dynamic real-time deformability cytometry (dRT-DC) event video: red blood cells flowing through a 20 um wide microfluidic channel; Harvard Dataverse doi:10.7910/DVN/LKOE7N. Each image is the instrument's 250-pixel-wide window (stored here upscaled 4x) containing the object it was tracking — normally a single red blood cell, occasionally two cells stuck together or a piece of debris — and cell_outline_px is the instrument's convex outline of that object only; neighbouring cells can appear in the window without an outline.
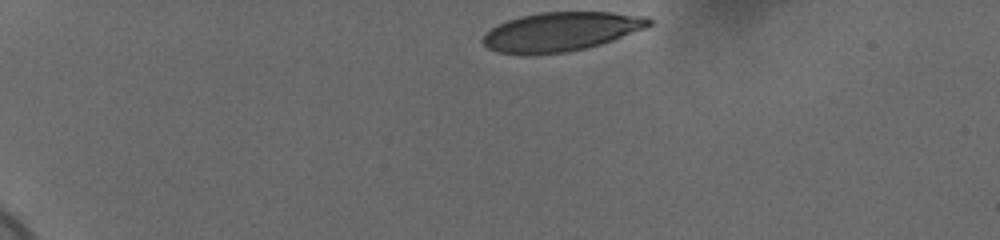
{"species": "human", "species_latin": "Homo sapiens", "temperature_condition": "cold", "stored_images_in_passage": 38, "camera_frame_rate_fps": 3000, "um_per_image_px": 0.085, "donor": {"sex": "female"}, "frame": {"image": 1, "passage_image": 1, "time_ms": 0.0, "image_size_px": [1000, 240], "cell_outline_px": [[652, 24], [644, 28], [612, 40], [600, 44], [584, 48], [564, 52], [500, 52], [488, 48], [480, 40], [496, 24], [520, 16], [540, 12], [612, 12], [648, 16], [652, 20]], "centroid_in_image_um": [47.72, 2.64], "position_along_channel_um": 37.3, "area_um2": 36.88}}
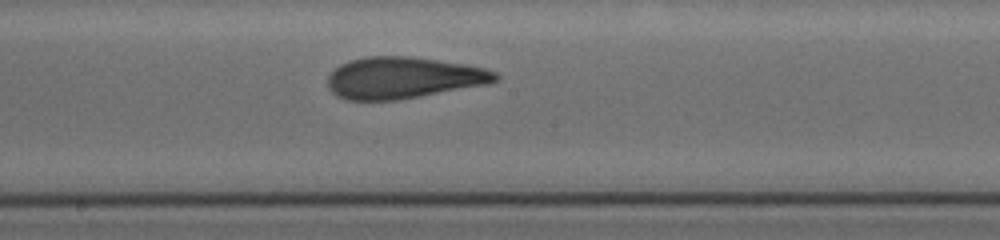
{"frame": {"image": 2, "passage_image": 22, "time_ms": 7.0, "image_size_px": [1000, 240], "cell_outline_px": [[500, 76], [496, 80], [488, 84], [396, 100], [344, 100], [336, 96], [328, 88], [328, 76], [340, 64], [364, 56], [408, 56], [464, 64], [484, 68], [496, 72]], "centroid_in_image_um": [34.25, 6.61], "position_along_channel_um": 214.0, "area_um2": 40.4}}
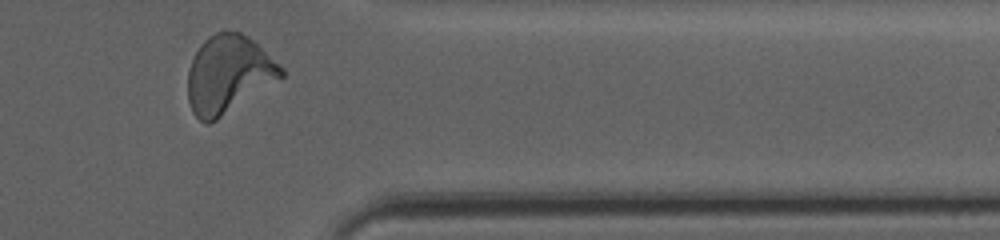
{"frame": {"image": 3, "passage_image": 37, "time_ms": 12.0, "image_size_px": [1000, 240], "cell_outline_px": [[284, 76], [216, 120], [208, 124], [204, 124], [192, 112], [188, 100], [188, 68], [200, 44], [208, 36], [216, 32], [240, 32], [248, 36], [280, 64], [284, 68]], "centroid_in_image_um": [19.4, 6.32], "position_along_channel_um": 392.0, "area_um2": 41.96}, "authors_computed_cell_mechanics": {"area_um2": 40.3733, "velocity_mm_per_s": 3.676, "shape_relaxation_time_tau1_ms": 5.4387, "shape_relaxation_time_tau2_ms": 1.5105, "deformation_change_tau1": 0.2025, "deformation_change_tau2": 0.0907}}